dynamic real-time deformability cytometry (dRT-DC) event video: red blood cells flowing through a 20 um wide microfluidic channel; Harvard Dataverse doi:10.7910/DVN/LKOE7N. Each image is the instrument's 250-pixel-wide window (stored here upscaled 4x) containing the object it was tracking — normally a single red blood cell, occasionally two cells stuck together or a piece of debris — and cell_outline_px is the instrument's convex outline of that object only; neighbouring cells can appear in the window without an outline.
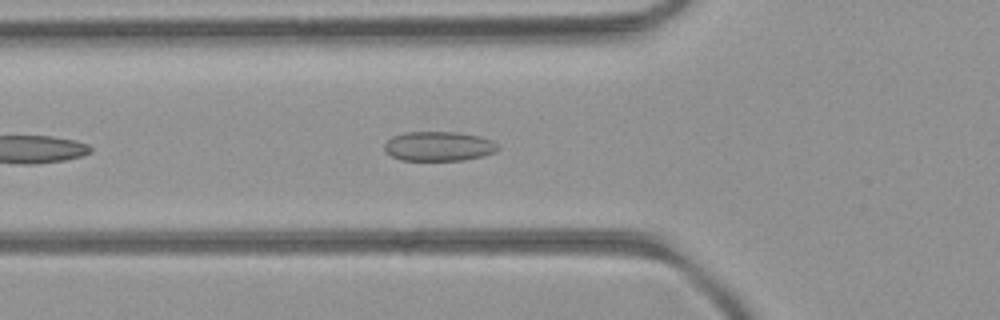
{"species": "common noctule bat (a hibernating species)", "species_latin": "Nyctalus noctula", "temperature_condition": "room temperature", "stored_images_in_passage": 9, "camera_frame_rate_fps": 3000, "um_per_image_px": 0.085, "animal": {"sex": "female", "body_mass_g": 21.9}, "frame": {"image": 1, "passage_image": 6, "time_ms": 1.667, "image_size_px": [1000, 320], "cell_outline_px": [[500, 148], [496, 152], [484, 156], [464, 160], [400, 160], [384, 152], [384, 144], [392, 136], [404, 132], [456, 132], [480, 136], [492, 140]], "centroid_in_image_um": [37.29, 12.43], "position_along_channel_um": 88.5, "area_um2": 19.71}}